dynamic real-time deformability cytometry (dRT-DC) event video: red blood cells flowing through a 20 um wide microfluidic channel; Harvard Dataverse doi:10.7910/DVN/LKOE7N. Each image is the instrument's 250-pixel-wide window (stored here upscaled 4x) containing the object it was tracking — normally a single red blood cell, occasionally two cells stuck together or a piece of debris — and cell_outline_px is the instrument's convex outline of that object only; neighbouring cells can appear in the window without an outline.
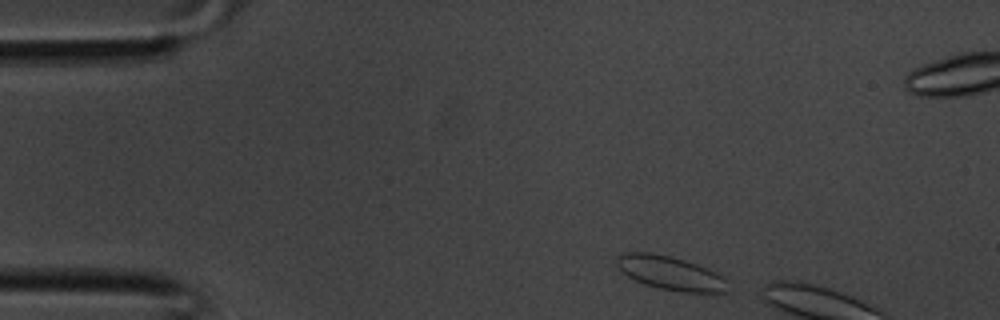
{"species": "common noctule bat (a hibernating species)", "species_latin": "Nyctalus noctula", "temperature_condition": "room temperature", "stored_images_in_passage": 4, "camera_frame_rate_fps": 3000, "um_per_image_px": 0.085, "animal": {"sex": "male", "body_mass_g": 20.1, "forearm_length_mm": 53.5}, "frame": {"image": 1, "passage_image": 1, "time_ms": 0.0, "image_size_px": [1000, 320], "cell_outline_px": [[728, 292], [680, 292], [660, 288], [644, 284], [620, 272], [616, 264], [616, 256], [624, 252], [648, 252], [672, 256], [708, 268], [716, 272], [728, 280]], "centroid_in_image_um": [56.97, 23.2], "position_along_channel_um": 28.0, "area_um2": 22.08}}